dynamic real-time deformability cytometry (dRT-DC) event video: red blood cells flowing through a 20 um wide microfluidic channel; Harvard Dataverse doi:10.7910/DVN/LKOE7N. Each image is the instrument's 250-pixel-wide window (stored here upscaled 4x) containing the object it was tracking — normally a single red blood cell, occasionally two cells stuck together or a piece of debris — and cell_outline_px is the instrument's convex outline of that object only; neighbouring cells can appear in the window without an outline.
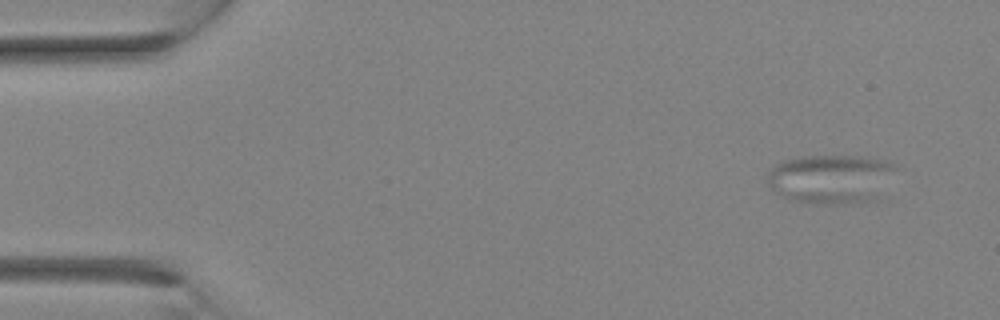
{"species": "Egyptian fruit bat (a non-hibernating species)", "species_latin": "Rousettus aegyptiacus", "temperature_condition": "room temperature", "stored_images_in_passage": 2, "camera_frame_rate_fps": 3000, "um_per_image_px": 0.085, "animal": {"sex": "female"}, "frame": {"image": 1, "passage_image": 1, "time_ms": 0.0, "image_size_px": [1000, 320], "cell_outline_px": [[904, 168], [880, 200], [860, 204], [828, 204], [796, 200], [784, 196], [776, 192], [768, 184], [768, 168], [784, 160], [804, 156], [860, 156], [888, 160]], "centroid_in_image_um": [70.86, 15.21], "position_along_channel_um": 14.1, "area_um2": 38.38}}
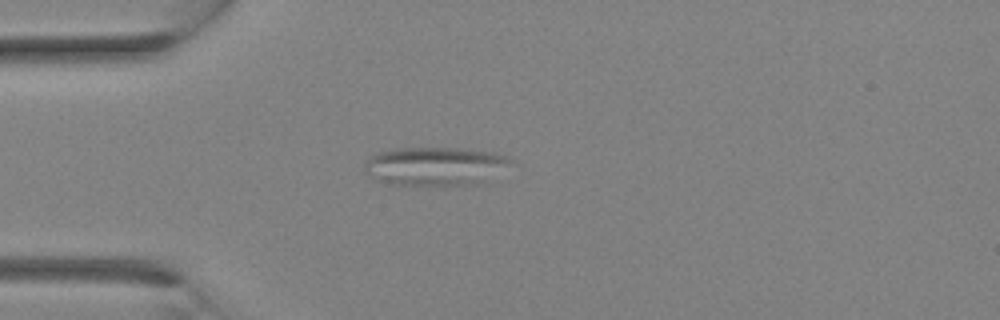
{"frame": {"image": 2, "passage_image": 2, "time_ms": 2.0, "image_size_px": [1000, 320], "cell_outline_px": [[516, 164], [476, 184], [392, 184], [376, 180], [368, 176], [364, 172], [364, 164], [368, 156], [376, 152], [400, 148], [460, 148], [492, 152], [508, 156]], "centroid_in_image_um": [36.97, 14.1], "position_along_channel_um": 48.0, "area_um2": 32.89}}